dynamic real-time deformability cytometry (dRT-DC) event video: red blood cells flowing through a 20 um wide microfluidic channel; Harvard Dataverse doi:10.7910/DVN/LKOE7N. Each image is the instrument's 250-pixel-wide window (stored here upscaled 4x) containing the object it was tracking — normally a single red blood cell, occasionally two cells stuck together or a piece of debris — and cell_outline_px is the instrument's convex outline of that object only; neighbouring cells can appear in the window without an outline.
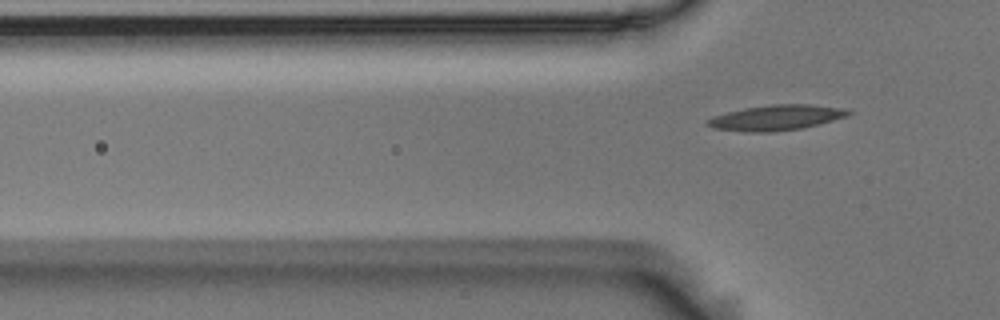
{"species": "Egyptian fruit bat (a non-hibernating species)", "species_latin": "Rousettus aegyptiacus", "temperature_condition": "room temperature", "stored_images_in_passage": 6, "segment_of_instrument_passage": [2, 2], "camera_frame_rate_fps": 3000, "um_per_image_px": 0.085, "animal": {"sex": "male"}, "frame": {"image": 1, "passage_image": 6, "time_ms": 1.667, "image_size_px": [1000, 320], "cell_outline_px": [[852, 112], [848, 116], [804, 128], [772, 132], [744, 132], [712, 128], [704, 124], [704, 120], [712, 116], [744, 108], [772, 104], [812, 104], [844, 108]], "centroid_in_image_um": [65.94, 10.0], "position_along_channel_um": 59.9, "area_um2": 21.1}}